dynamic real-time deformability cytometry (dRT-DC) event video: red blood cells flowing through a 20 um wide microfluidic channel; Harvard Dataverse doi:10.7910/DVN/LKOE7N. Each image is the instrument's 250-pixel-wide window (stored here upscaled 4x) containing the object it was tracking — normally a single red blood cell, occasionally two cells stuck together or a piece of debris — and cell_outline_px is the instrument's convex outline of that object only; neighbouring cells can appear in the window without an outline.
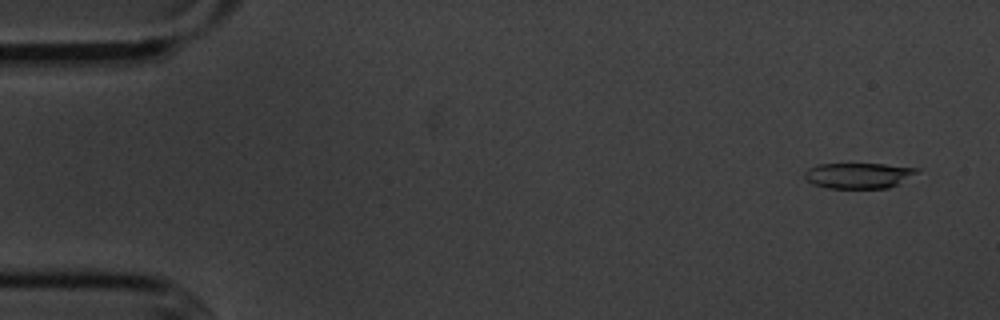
{"species": "common noctule bat (a hibernating species)", "species_latin": "Nyctalus noctula", "temperature_condition": "cold", "stored_images_in_passage": 7, "camera_frame_rate_fps": 3000, "um_per_image_px": 0.085, "animal": {"sex": "male", "body_mass_g": 20.1, "forearm_length_mm": 53.5}, "frame": {"image": 1, "passage_image": 1, "time_ms": 0.0, "image_size_px": [1000, 320], "cell_outline_px": [[920, 172], [888, 188], [828, 188], [812, 184], [804, 180], [804, 172], [808, 168], [820, 164], [884, 164], [920, 168]], "centroid_in_image_um": [72.95, 14.91], "position_along_channel_um": 12.1, "area_um2": 16.82}}
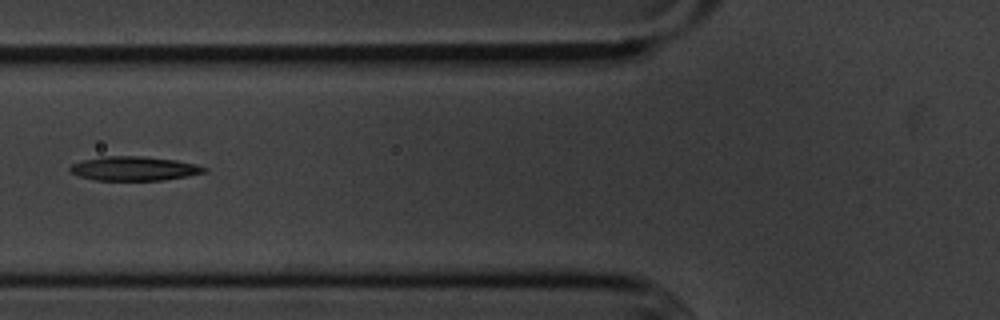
{"frame": {"image": 2, "passage_image": 6, "time_ms": 6.0, "image_size_px": [1000, 320], "cell_outline_px": [[208, 172], [160, 180], [96, 180], [80, 176], [68, 172], [68, 168], [72, 164], [84, 160], [100, 156], [144, 156], [176, 160], [196, 164], [208, 168]], "centroid_in_image_um": [11.38, 14.31], "position_along_channel_um": 114.4, "area_um2": 18.9}}
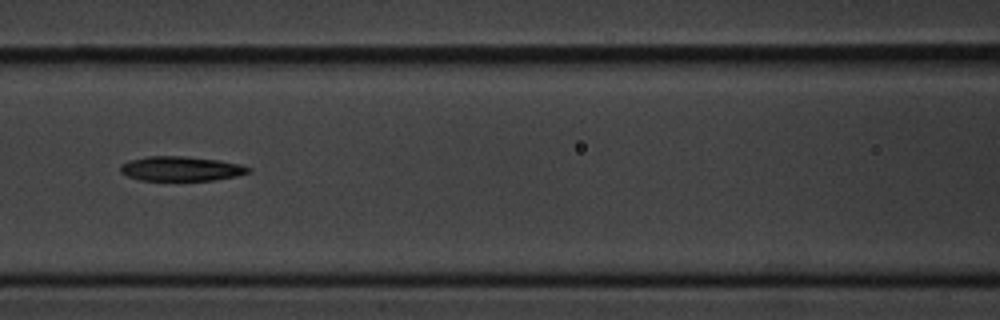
{"frame": {"image": 3, "passage_image": 7, "time_ms": 7.0, "image_size_px": [1000, 320], "cell_outline_px": [[252, 172], [236, 176], [212, 180], [140, 180], [128, 176], [120, 172], [120, 164], [128, 160], [148, 156], [184, 156], [220, 160], [240, 164], [252, 168]], "centroid_in_image_um": [15.39, 14.33], "position_along_channel_um": 151.2, "area_um2": 18.44}}